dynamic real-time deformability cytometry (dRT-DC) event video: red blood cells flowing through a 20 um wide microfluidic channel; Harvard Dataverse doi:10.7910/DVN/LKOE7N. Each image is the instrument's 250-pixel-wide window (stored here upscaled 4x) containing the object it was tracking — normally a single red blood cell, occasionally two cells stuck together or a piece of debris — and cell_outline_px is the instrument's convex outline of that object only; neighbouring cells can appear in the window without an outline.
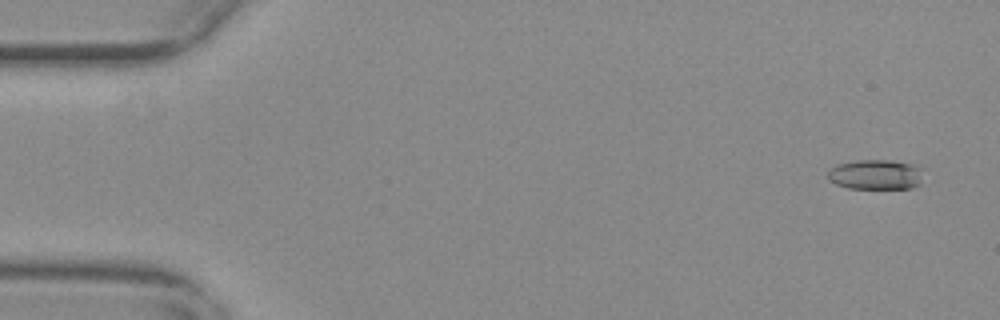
{"species": "common noctule bat (a hibernating species)", "species_latin": "Nyctalus noctula", "temperature_condition": "warm", "stored_images_in_passage": 48, "camera_frame_rate_fps": 3000, "um_per_image_px": 0.085, "animal": {"sex": "female", "body_mass_g": 29.2, "forearm_length_mm": 56.3}, "frame": {"image": 1, "passage_image": 3, "time_ms": 0.667, "image_size_px": [1000, 320], "cell_outline_px": [[920, 184], [912, 188], [848, 188], [836, 184], [828, 180], [828, 172], [836, 164], [856, 160], [888, 160], [908, 164], [916, 168]], "centroid_in_image_um": [74.3, 14.85], "position_along_channel_um": 10.7, "area_um2": 16.13}}
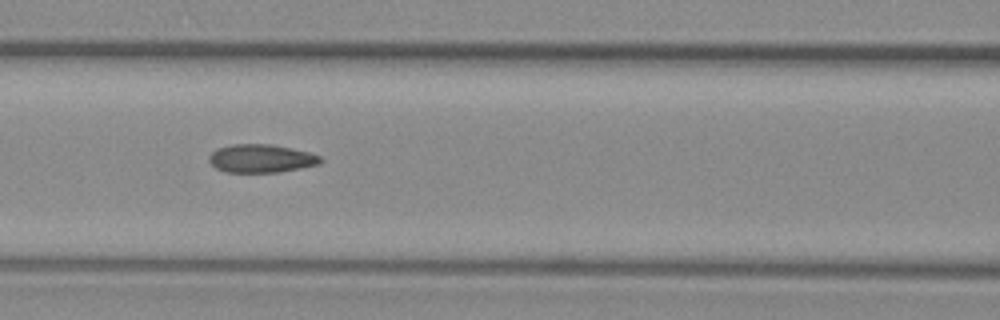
{"frame": {"image": 2, "passage_image": 16, "time_ms": 5.0, "image_size_px": [1000, 320], "cell_outline_px": [[324, 160], [320, 164], [280, 172], [224, 172], [216, 168], [208, 160], [208, 156], [216, 148], [232, 144], [272, 144], [308, 152], [320, 156]], "centroid_in_image_um": [22.18, 13.47], "position_along_channel_um": 144.4, "area_um2": 18.44}}
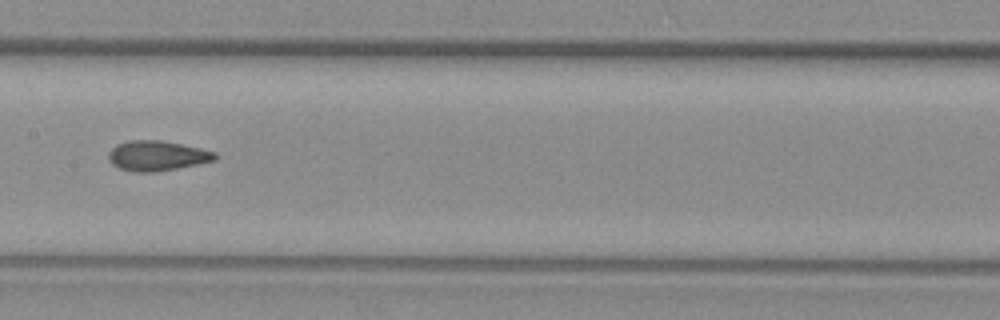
{"frame": {"image": 3, "passage_image": 20, "time_ms": 6.333, "image_size_px": [1000, 320], "cell_outline_px": [[216, 160], [156, 172], [132, 172], [120, 168], [112, 164], [108, 160], [108, 152], [116, 144], [132, 140], [160, 140], [200, 148], [216, 152]], "centroid_in_image_um": [13.31, 13.24], "position_along_channel_um": 194.1, "area_um2": 18.55}}